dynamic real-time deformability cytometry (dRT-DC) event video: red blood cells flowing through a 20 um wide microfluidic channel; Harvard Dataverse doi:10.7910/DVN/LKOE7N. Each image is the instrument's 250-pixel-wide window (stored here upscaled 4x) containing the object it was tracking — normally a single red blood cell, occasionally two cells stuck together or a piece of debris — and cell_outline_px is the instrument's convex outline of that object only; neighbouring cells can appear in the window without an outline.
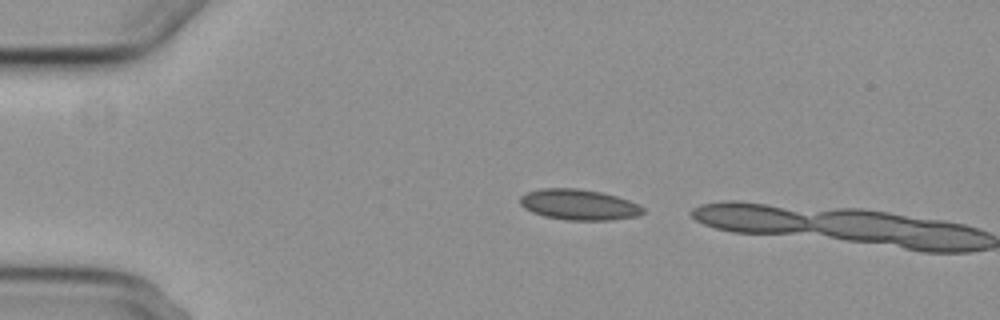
{"species": "common noctule bat (a hibernating species)", "species_latin": "Nyctalus noctula", "temperature_condition": "cold", "stored_images_in_passage": 2, "camera_frame_rate_fps": 3000, "um_per_image_px": 0.085, "animal": {"sex": "female", "body_mass_g": 29.2, "forearm_length_mm": 56.3}, "frame": {"image": 1, "passage_image": 1, "time_ms": 0.0, "image_size_px": [1000, 320], "cell_outline_px": [[644, 212], [636, 216], [608, 220], [564, 220], [544, 216], [532, 212], [524, 208], [520, 204], [520, 196], [528, 192], [540, 188], [576, 188], [600, 192], [616, 196], [640, 204], [644, 208]], "centroid_in_image_um": [49.19, 17.39], "position_along_channel_um": 35.8, "area_um2": 21.96}}